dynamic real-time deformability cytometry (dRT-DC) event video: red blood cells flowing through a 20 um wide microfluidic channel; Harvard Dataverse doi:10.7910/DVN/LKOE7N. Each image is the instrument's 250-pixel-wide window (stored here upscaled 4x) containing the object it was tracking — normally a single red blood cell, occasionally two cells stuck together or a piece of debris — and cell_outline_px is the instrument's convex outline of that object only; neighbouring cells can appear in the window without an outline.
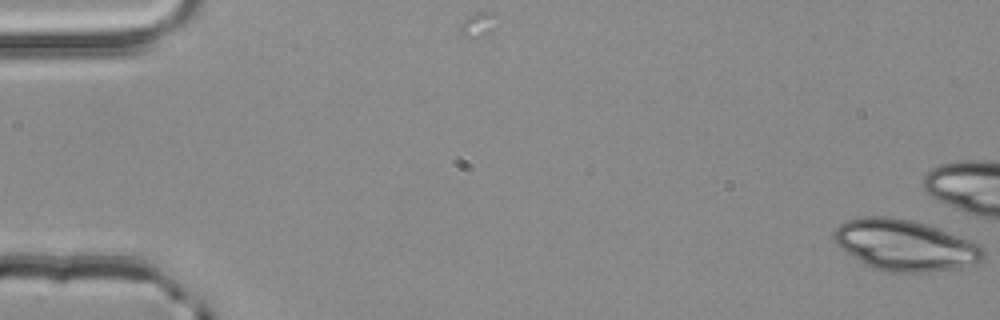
{"species": "common noctule bat (a hibernating species)", "species_latin": "Nyctalus noctula", "temperature_condition": "room temperature", "stored_images_in_passage": 9, "camera_frame_rate_fps": 3000, "um_per_image_px": 0.085, "animal": {"sex": "male", "body_mass_g": 20.4}, "frame": {"image": 1, "passage_image": 1, "time_ms": 0.0, "image_size_px": [1000, 320], "cell_outline_px": [[984, 260], [976, 264], [960, 268], [928, 272], [884, 272], [872, 268], [864, 264], [840, 248], [832, 240], [832, 232], [844, 220], [864, 216], [888, 216], [912, 220], [928, 224], [972, 240], [980, 244], [984, 248]], "centroid_in_image_um": [76.93, 20.84], "position_along_channel_um": 8.1, "area_um2": 45.2}}